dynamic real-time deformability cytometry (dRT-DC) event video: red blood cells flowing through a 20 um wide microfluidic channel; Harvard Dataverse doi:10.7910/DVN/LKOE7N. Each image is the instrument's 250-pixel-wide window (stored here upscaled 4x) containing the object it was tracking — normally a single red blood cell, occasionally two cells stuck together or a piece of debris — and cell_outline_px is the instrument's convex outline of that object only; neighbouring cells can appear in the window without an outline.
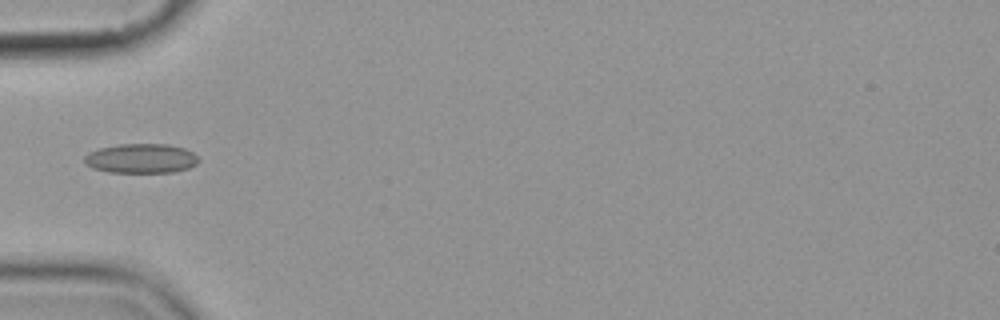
{"species": "common noctule bat (a hibernating species)", "species_latin": "Nyctalus noctula", "temperature_condition": "cold", "stored_images_in_passage": 7, "camera_frame_rate_fps": 3000, "um_per_image_px": 0.085, "animal": {"sex": "female", "body_mass_g": 19.9}, "frame": {"image": 1, "passage_image": 5, "time_ms": 5.667, "image_size_px": [1000, 320], "cell_outline_px": [[200, 160], [196, 164], [188, 168], [172, 172], [108, 172], [92, 168], [84, 164], [84, 156], [88, 152], [100, 148], [120, 144], [168, 144], [184, 148], [192, 152]], "centroid_in_image_um": [11.96, 13.46], "position_along_channel_um": 73.0, "area_um2": 19.65}}
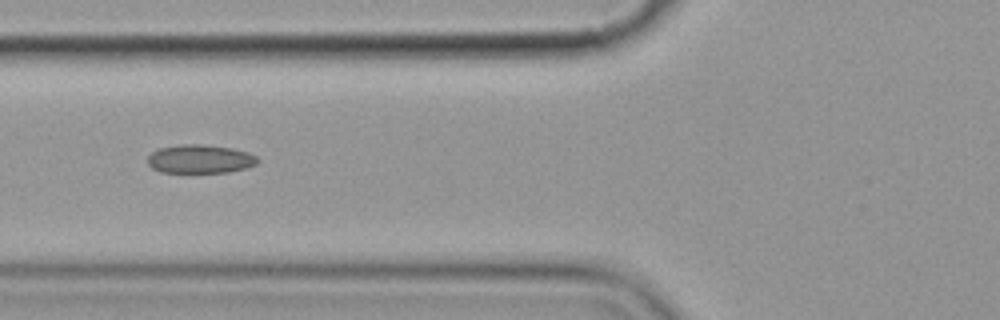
{"frame": {"image": 2, "passage_image": 6, "time_ms": 6.667, "image_size_px": [1000, 320], "cell_outline_px": [[260, 160], [256, 164], [244, 168], [228, 172], [160, 172], [152, 168], [148, 164], [148, 156], [152, 152], [160, 148], [180, 144], [204, 144], [232, 148], [248, 152], [256, 156]], "centroid_in_image_um": [17.0, 13.5], "position_along_channel_um": 108.8, "area_um2": 18.32}}
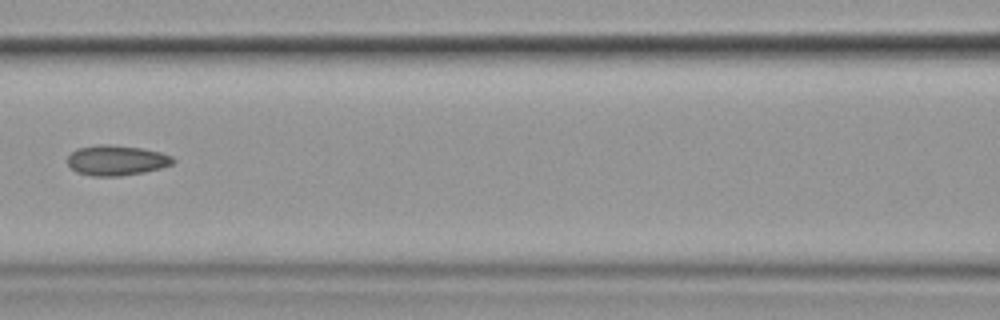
{"frame": {"image": 3, "passage_image": 7, "time_ms": 8.0, "image_size_px": [1000, 320], "cell_outline_px": [[176, 160], [172, 164], [160, 168], [144, 172], [120, 176], [92, 176], [76, 172], [68, 164], [68, 156], [76, 148], [96, 144], [108, 144], [140, 148], [160, 152], [172, 156]], "centroid_in_image_um": [9.88, 13.62], "position_along_channel_um": 156.7, "area_um2": 18.61}}